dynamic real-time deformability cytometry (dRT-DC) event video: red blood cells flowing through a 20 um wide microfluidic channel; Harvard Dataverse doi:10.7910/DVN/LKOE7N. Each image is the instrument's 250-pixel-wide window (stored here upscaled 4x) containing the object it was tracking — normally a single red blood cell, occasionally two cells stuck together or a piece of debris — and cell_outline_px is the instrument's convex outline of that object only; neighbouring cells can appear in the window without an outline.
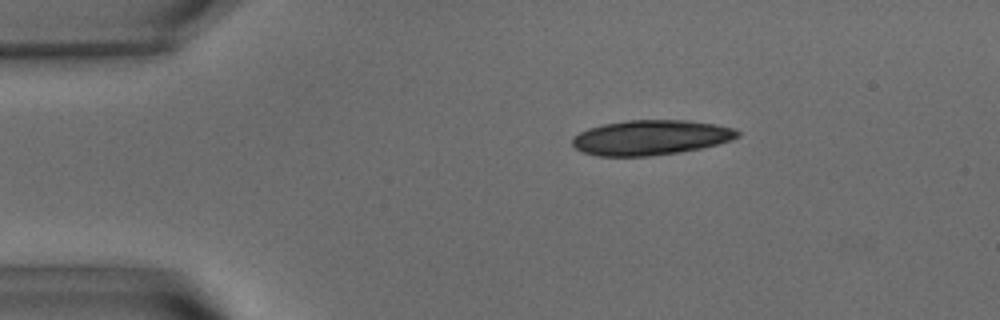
{"species": "common noctule bat (a hibernating species)", "species_latin": "Nyctalus noctula", "temperature_condition": "warm", "stored_images_in_passage": 46, "camera_frame_rate_fps": 3000, "um_per_image_px": 0.085, "animal": {"sex": "male", "body_mass_g": 15.6}, "frame": {"image": 1, "passage_image": 1, "time_ms": 0.0, "image_size_px": [1000, 320], "cell_outline_px": [[740, 136], [732, 140], [700, 148], [680, 152], [648, 156], [596, 156], [584, 152], [576, 148], [572, 144], [572, 136], [588, 128], [604, 124], [628, 120], [688, 120], [716, 124], [736, 128], [740, 132]], "centroid_in_image_um": [55.33, 11.68], "position_along_channel_um": 29.7, "area_um2": 33.76}}